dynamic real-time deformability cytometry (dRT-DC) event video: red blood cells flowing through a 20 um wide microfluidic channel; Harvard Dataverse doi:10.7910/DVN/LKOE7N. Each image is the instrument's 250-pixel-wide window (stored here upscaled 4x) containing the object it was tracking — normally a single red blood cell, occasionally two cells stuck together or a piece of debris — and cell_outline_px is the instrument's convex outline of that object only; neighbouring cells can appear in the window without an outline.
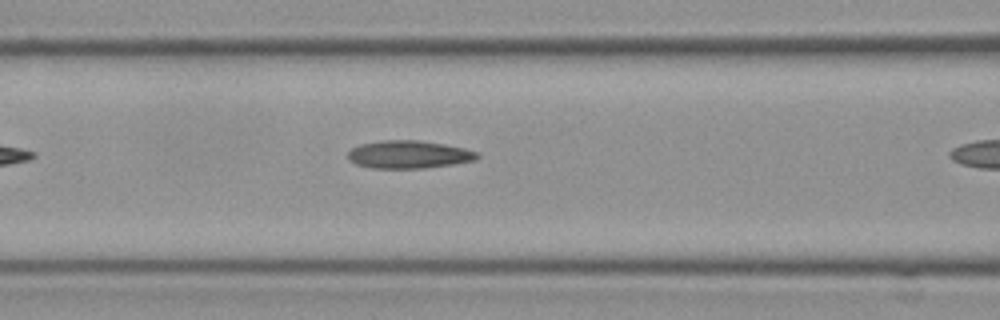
{"species": "Egyptian fruit bat (a non-hibernating species)", "species_latin": "Rousettus aegyptiacus", "temperature_condition": "cold", "stored_images_in_passage": 7, "camera_frame_rate_fps": 3000, "um_per_image_px": 0.085, "frame": {"image": 1, "passage_image": 6, "time_ms": 1.667, "image_size_px": [1000, 320], "cell_outline_px": [[480, 156], [476, 160], [452, 164], [424, 168], [368, 168], [356, 164], [348, 160], [348, 152], [352, 148], [360, 144], [380, 140], [420, 140], [444, 144], [464, 148], [476, 152]], "centroid_in_image_um": [34.71, 13.13], "position_along_channel_um": 131.9, "area_um2": 21.04}}